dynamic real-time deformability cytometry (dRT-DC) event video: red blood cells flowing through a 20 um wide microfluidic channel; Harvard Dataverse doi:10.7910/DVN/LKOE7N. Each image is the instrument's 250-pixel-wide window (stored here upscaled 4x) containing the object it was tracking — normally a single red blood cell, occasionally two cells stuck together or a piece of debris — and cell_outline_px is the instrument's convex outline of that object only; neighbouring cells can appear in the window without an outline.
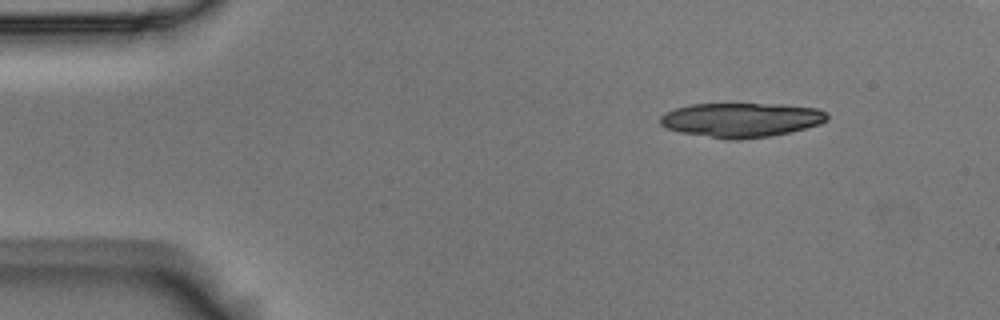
{"species": "Egyptian fruit bat (a non-hibernating species)", "species_latin": "Rousettus aegyptiacus", "temperature_condition": "room temperature", "stored_images_in_passage": 10, "camera_frame_rate_fps": 3000, "um_per_image_px": 0.085, "animal": {"sex": "male"}, "frame": {"image": 1, "passage_image": 1, "time_ms": 0.0, "image_size_px": [1000, 320], "cell_outline_px": [[828, 120], [820, 124], [788, 132], [768, 136], [740, 140], [728, 140], [680, 132], [668, 128], [660, 124], [660, 116], [664, 112], [676, 108], [692, 104], [780, 104], [816, 108], [828, 112]], "centroid_in_image_um": [63.0, 10.19], "position_along_channel_um": 22.0, "area_um2": 33.47}}
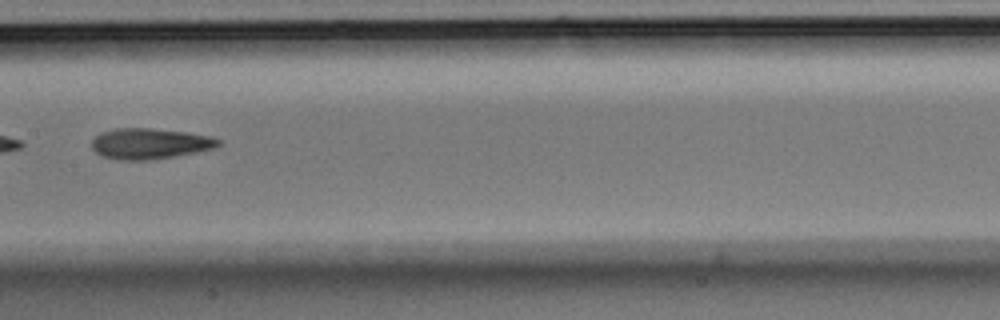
{"frame": {"image": 2, "passage_image": 7, "time_ms": 2.0, "image_size_px": [1000, 320], "cell_outline_px": [[220, 144], [216, 148], [196, 152], [148, 160], [120, 160], [100, 156], [92, 148], [92, 140], [100, 132], [116, 128], [148, 128], [188, 132], [212, 136], [220, 140]], "centroid_in_image_um": [12.73, 12.2], "position_along_channel_um": 194.7, "area_um2": 22.72}}
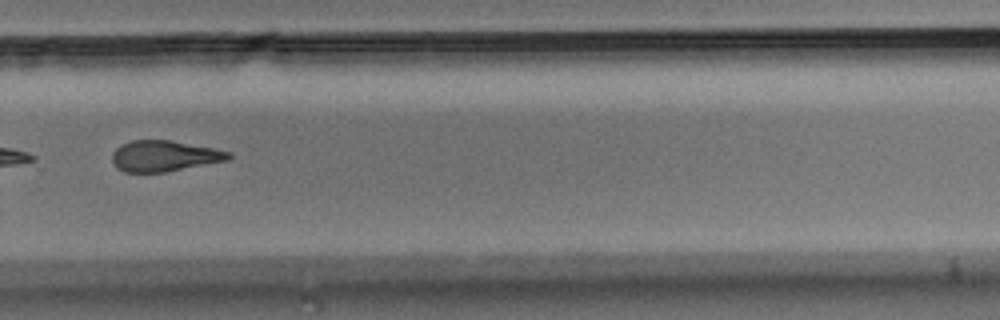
{"frame": {"image": 3, "passage_image": 10, "time_ms": 3.0, "image_size_px": [1000, 320], "cell_outline_px": [[232, 156], [228, 160], [164, 172], [124, 172], [116, 168], [112, 160], [112, 152], [120, 144], [132, 140], [172, 140], [232, 152]], "centroid_in_image_um": [13.93, 13.25], "position_along_channel_um": 315.9, "area_um2": 20.98}}